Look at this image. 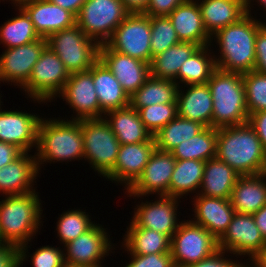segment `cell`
<instances>
[{"label":"cell","mask_w":266,"mask_h":267,"mask_svg":"<svg viewBox=\"0 0 266 267\" xmlns=\"http://www.w3.org/2000/svg\"><path fill=\"white\" fill-rule=\"evenodd\" d=\"M38 195V192L31 191L21 195H8L0 201L1 243L19 248L20 267L27 260L28 242H31L40 228L38 226H41L43 210Z\"/></svg>","instance_id":"6da1fadb"},{"label":"cell","mask_w":266,"mask_h":267,"mask_svg":"<svg viewBox=\"0 0 266 267\" xmlns=\"http://www.w3.org/2000/svg\"><path fill=\"white\" fill-rule=\"evenodd\" d=\"M216 158L241 176L266 172V153L248 122L217 129Z\"/></svg>","instance_id":"7a4b0ae2"},{"label":"cell","mask_w":266,"mask_h":267,"mask_svg":"<svg viewBox=\"0 0 266 267\" xmlns=\"http://www.w3.org/2000/svg\"><path fill=\"white\" fill-rule=\"evenodd\" d=\"M264 24L245 14L237 22L212 35L220 51V55L214 57L216 68L241 74L254 71L256 35Z\"/></svg>","instance_id":"3957f363"},{"label":"cell","mask_w":266,"mask_h":267,"mask_svg":"<svg viewBox=\"0 0 266 267\" xmlns=\"http://www.w3.org/2000/svg\"><path fill=\"white\" fill-rule=\"evenodd\" d=\"M36 148L35 155L39 170L44 162L75 161L81 158L83 160L84 140L80 121L41 118Z\"/></svg>","instance_id":"277c9868"},{"label":"cell","mask_w":266,"mask_h":267,"mask_svg":"<svg viewBox=\"0 0 266 267\" xmlns=\"http://www.w3.org/2000/svg\"><path fill=\"white\" fill-rule=\"evenodd\" d=\"M213 99L212 127L221 128L248 122L242 74L216 68L207 81Z\"/></svg>","instance_id":"5b68a950"},{"label":"cell","mask_w":266,"mask_h":267,"mask_svg":"<svg viewBox=\"0 0 266 267\" xmlns=\"http://www.w3.org/2000/svg\"><path fill=\"white\" fill-rule=\"evenodd\" d=\"M46 40L70 74L89 71L99 59L100 45L76 24L51 34Z\"/></svg>","instance_id":"8992f818"},{"label":"cell","mask_w":266,"mask_h":267,"mask_svg":"<svg viewBox=\"0 0 266 267\" xmlns=\"http://www.w3.org/2000/svg\"><path fill=\"white\" fill-rule=\"evenodd\" d=\"M84 160L104 178L115 166L120 142L104 118L80 119Z\"/></svg>","instance_id":"52a82bcc"},{"label":"cell","mask_w":266,"mask_h":267,"mask_svg":"<svg viewBox=\"0 0 266 267\" xmlns=\"http://www.w3.org/2000/svg\"><path fill=\"white\" fill-rule=\"evenodd\" d=\"M129 14L121 0H87L76 16V25L101 45Z\"/></svg>","instance_id":"ba28073f"},{"label":"cell","mask_w":266,"mask_h":267,"mask_svg":"<svg viewBox=\"0 0 266 267\" xmlns=\"http://www.w3.org/2000/svg\"><path fill=\"white\" fill-rule=\"evenodd\" d=\"M70 77L62 60L48 46L34 65L28 81L21 87L33 101L51 102Z\"/></svg>","instance_id":"9c48e42d"},{"label":"cell","mask_w":266,"mask_h":267,"mask_svg":"<svg viewBox=\"0 0 266 267\" xmlns=\"http://www.w3.org/2000/svg\"><path fill=\"white\" fill-rule=\"evenodd\" d=\"M218 240L203 226L191 220L182 222L171 237L175 267H186L210 257L218 250Z\"/></svg>","instance_id":"30bf717a"},{"label":"cell","mask_w":266,"mask_h":267,"mask_svg":"<svg viewBox=\"0 0 266 267\" xmlns=\"http://www.w3.org/2000/svg\"><path fill=\"white\" fill-rule=\"evenodd\" d=\"M150 38V16L130 13L115 29L106 44L114 51L150 64L152 61Z\"/></svg>","instance_id":"8fae6325"},{"label":"cell","mask_w":266,"mask_h":267,"mask_svg":"<svg viewBox=\"0 0 266 267\" xmlns=\"http://www.w3.org/2000/svg\"><path fill=\"white\" fill-rule=\"evenodd\" d=\"M266 247L253 215L235 212L227 231L218 240V248L237 257L248 255L251 260Z\"/></svg>","instance_id":"7c38bea8"},{"label":"cell","mask_w":266,"mask_h":267,"mask_svg":"<svg viewBox=\"0 0 266 267\" xmlns=\"http://www.w3.org/2000/svg\"><path fill=\"white\" fill-rule=\"evenodd\" d=\"M106 228L95 224L84 234L63 245L65 265L98 266L112 252V244ZM67 251V252H66ZM110 251V252H109Z\"/></svg>","instance_id":"4fadbf2b"},{"label":"cell","mask_w":266,"mask_h":267,"mask_svg":"<svg viewBox=\"0 0 266 267\" xmlns=\"http://www.w3.org/2000/svg\"><path fill=\"white\" fill-rule=\"evenodd\" d=\"M176 159L171 152L155 149L142 174L126 191L130 197H146L149 194L168 196L170 180Z\"/></svg>","instance_id":"5bb4252c"},{"label":"cell","mask_w":266,"mask_h":267,"mask_svg":"<svg viewBox=\"0 0 266 267\" xmlns=\"http://www.w3.org/2000/svg\"><path fill=\"white\" fill-rule=\"evenodd\" d=\"M63 101L73 109L71 119L104 118L93 82V66L89 71L70 74L62 92Z\"/></svg>","instance_id":"9a60e30c"},{"label":"cell","mask_w":266,"mask_h":267,"mask_svg":"<svg viewBox=\"0 0 266 267\" xmlns=\"http://www.w3.org/2000/svg\"><path fill=\"white\" fill-rule=\"evenodd\" d=\"M47 47L41 38L31 43L8 48L0 55V81L13 83L20 88L28 81L32 69Z\"/></svg>","instance_id":"2e32d148"},{"label":"cell","mask_w":266,"mask_h":267,"mask_svg":"<svg viewBox=\"0 0 266 267\" xmlns=\"http://www.w3.org/2000/svg\"><path fill=\"white\" fill-rule=\"evenodd\" d=\"M158 199L136 205L131 221L141 228L155 230L171 238L181 224L177 222L179 199L171 196H158Z\"/></svg>","instance_id":"e0dca14e"},{"label":"cell","mask_w":266,"mask_h":267,"mask_svg":"<svg viewBox=\"0 0 266 267\" xmlns=\"http://www.w3.org/2000/svg\"><path fill=\"white\" fill-rule=\"evenodd\" d=\"M99 59L113 73L129 97L150 76V64L114 51L106 43L99 47Z\"/></svg>","instance_id":"ac0fdd59"},{"label":"cell","mask_w":266,"mask_h":267,"mask_svg":"<svg viewBox=\"0 0 266 267\" xmlns=\"http://www.w3.org/2000/svg\"><path fill=\"white\" fill-rule=\"evenodd\" d=\"M155 149L154 136L146 142L120 145L115 166L105 178L124 184L128 190L142 174Z\"/></svg>","instance_id":"d6986e66"},{"label":"cell","mask_w":266,"mask_h":267,"mask_svg":"<svg viewBox=\"0 0 266 267\" xmlns=\"http://www.w3.org/2000/svg\"><path fill=\"white\" fill-rule=\"evenodd\" d=\"M41 118L18 110L2 111L0 107V141L29 153L31 149L37 147L38 125Z\"/></svg>","instance_id":"ffe728a7"},{"label":"cell","mask_w":266,"mask_h":267,"mask_svg":"<svg viewBox=\"0 0 266 267\" xmlns=\"http://www.w3.org/2000/svg\"><path fill=\"white\" fill-rule=\"evenodd\" d=\"M20 7L29 16L41 38L47 39L51 34L76 24V17L71 12L48 0H33Z\"/></svg>","instance_id":"44dd1931"},{"label":"cell","mask_w":266,"mask_h":267,"mask_svg":"<svg viewBox=\"0 0 266 267\" xmlns=\"http://www.w3.org/2000/svg\"><path fill=\"white\" fill-rule=\"evenodd\" d=\"M196 198V199H195ZM194 200V216L191 221L203 226L217 240L227 231L235 214L230 199L198 195Z\"/></svg>","instance_id":"7402d4cb"},{"label":"cell","mask_w":266,"mask_h":267,"mask_svg":"<svg viewBox=\"0 0 266 267\" xmlns=\"http://www.w3.org/2000/svg\"><path fill=\"white\" fill-rule=\"evenodd\" d=\"M23 152L13 162L0 168V193L4 196L21 195L31 191L39 173L36 155ZM33 185V186H32Z\"/></svg>","instance_id":"603a6c76"},{"label":"cell","mask_w":266,"mask_h":267,"mask_svg":"<svg viewBox=\"0 0 266 267\" xmlns=\"http://www.w3.org/2000/svg\"><path fill=\"white\" fill-rule=\"evenodd\" d=\"M197 2V3H196ZM180 42L210 45L212 36L207 32L197 0H186L168 15Z\"/></svg>","instance_id":"cb8c5ba5"},{"label":"cell","mask_w":266,"mask_h":267,"mask_svg":"<svg viewBox=\"0 0 266 267\" xmlns=\"http://www.w3.org/2000/svg\"><path fill=\"white\" fill-rule=\"evenodd\" d=\"M185 93L180 86L177 93V115L212 127L213 99L207 83L187 85ZM180 89V90H179Z\"/></svg>","instance_id":"d4e9b609"},{"label":"cell","mask_w":266,"mask_h":267,"mask_svg":"<svg viewBox=\"0 0 266 267\" xmlns=\"http://www.w3.org/2000/svg\"><path fill=\"white\" fill-rule=\"evenodd\" d=\"M93 82L100 109L104 114L130 105V97L100 59L93 64Z\"/></svg>","instance_id":"484cf974"},{"label":"cell","mask_w":266,"mask_h":267,"mask_svg":"<svg viewBox=\"0 0 266 267\" xmlns=\"http://www.w3.org/2000/svg\"><path fill=\"white\" fill-rule=\"evenodd\" d=\"M235 212L255 214L266 205V172L240 176L230 198Z\"/></svg>","instance_id":"4316f807"},{"label":"cell","mask_w":266,"mask_h":267,"mask_svg":"<svg viewBox=\"0 0 266 267\" xmlns=\"http://www.w3.org/2000/svg\"><path fill=\"white\" fill-rule=\"evenodd\" d=\"M241 175L227 163L215 158L205 163L202 183L198 195L230 199L232 190Z\"/></svg>","instance_id":"83f0119b"},{"label":"cell","mask_w":266,"mask_h":267,"mask_svg":"<svg viewBox=\"0 0 266 267\" xmlns=\"http://www.w3.org/2000/svg\"><path fill=\"white\" fill-rule=\"evenodd\" d=\"M104 119L109 123L120 145L142 143L153 137L140 120L138 111L130 105L107 112Z\"/></svg>","instance_id":"f1b7e54d"},{"label":"cell","mask_w":266,"mask_h":267,"mask_svg":"<svg viewBox=\"0 0 266 267\" xmlns=\"http://www.w3.org/2000/svg\"><path fill=\"white\" fill-rule=\"evenodd\" d=\"M198 6L204 26L211 36L246 14L245 0H202Z\"/></svg>","instance_id":"f546056e"},{"label":"cell","mask_w":266,"mask_h":267,"mask_svg":"<svg viewBox=\"0 0 266 267\" xmlns=\"http://www.w3.org/2000/svg\"><path fill=\"white\" fill-rule=\"evenodd\" d=\"M122 243L128 254H164L171 251V238L155 230L141 228L132 221L127 228Z\"/></svg>","instance_id":"4dcf8cb0"},{"label":"cell","mask_w":266,"mask_h":267,"mask_svg":"<svg viewBox=\"0 0 266 267\" xmlns=\"http://www.w3.org/2000/svg\"><path fill=\"white\" fill-rule=\"evenodd\" d=\"M195 43L179 42L152 58L150 75L172 80L177 84V75L181 65L199 48Z\"/></svg>","instance_id":"1f68e13d"},{"label":"cell","mask_w":266,"mask_h":267,"mask_svg":"<svg viewBox=\"0 0 266 267\" xmlns=\"http://www.w3.org/2000/svg\"><path fill=\"white\" fill-rule=\"evenodd\" d=\"M178 84L149 76L145 83L130 96V106L135 110L155 104L177 103Z\"/></svg>","instance_id":"d6a6232c"},{"label":"cell","mask_w":266,"mask_h":267,"mask_svg":"<svg viewBox=\"0 0 266 267\" xmlns=\"http://www.w3.org/2000/svg\"><path fill=\"white\" fill-rule=\"evenodd\" d=\"M204 161L176 159L169 185L168 196L180 199L184 194L196 193L200 189L205 169Z\"/></svg>","instance_id":"836d02e7"},{"label":"cell","mask_w":266,"mask_h":267,"mask_svg":"<svg viewBox=\"0 0 266 267\" xmlns=\"http://www.w3.org/2000/svg\"><path fill=\"white\" fill-rule=\"evenodd\" d=\"M209 45L199 47L180 67L177 75L178 86L180 84H205L216 69V55L211 54ZM209 50V51H208Z\"/></svg>","instance_id":"e575fe53"},{"label":"cell","mask_w":266,"mask_h":267,"mask_svg":"<svg viewBox=\"0 0 266 267\" xmlns=\"http://www.w3.org/2000/svg\"><path fill=\"white\" fill-rule=\"evenodd\" d=\"M205 126L199 122L181 118L178 115L155 133L156 149L171 152L181 142L200 133Z\"/></svg>","instance_id":"d590c367"},{"label":"cell","mask_w":266,"mask_h":267,"mask_svg":"<svg viewBox=\"0 0 266 267\" xmlns=\"http://www.w3.org/2000/svg\"><path fill=\"white\" fill-rule=\"evenodd\" d=\"M217 129L205 127L194 137L181 142L172 151L175 159L208 161L216 157Z\"/></svg>","instance_id":"8d00e7d4"},{"label":"cell","mask_w":266,"mask_h":267,"mask_svg":"<svg viewBox=\"0 0 266 267\" xmlns=\"http://www.w3.org/2000/svg\"><path fill=\"white\" fill-rule=\"evenodd\" d=\"M19 16L8 19L0 27V43L6 49L22 46L41 39L26 12L19 6Z\"/></svg>","instance_id":"74e56055"},{"label":"cell","mask_w":266,"mask_h":267,"mask_svg":"<svg viewBox=\"0 0 266 267\" xmlns=\"http://www.w3.org/2000/svg\"><path fill=\"white\" fill-rule=\"evenodd\" d=\"M57 219H59L56 222L57 235L64 245L84 234L95 225V222L91 221L85 210L82 211L80 209L63 212Z\"/></svg>","instance_id":"f35d334b"},{"label":"cell","mask_w":266,"mask_h":267,"mask_svg":"<svg viewBox=\"0 0 266 267\" xmlns=\"http://www.w3.org/2000/svg\"><path fill=\"white\" fill-rule=\"evenodd\" d=\"M152 58L180 42L168 16H150Z\"/></svg>","instance_id":"ab89813d"},{"label":"cell","mask_w":266,"mask_h":267,"mask_svg":"<svg viewBox=\"0 0 266 267\" xmlns=\"http://www.w3.org/2000/svg\"><path fill=\"white\" fill-rule=\"evenodd\" d=\"M247 111L250 114L266 111V75L254 71L242 74Z\"/></svg>","instance_id":"60d3db41"},{"label":"cell","mask_w":266,"mask_h":267,"mask_svg":"<svg viewBox=\"0 0 266 267\" xmlns=\"http://www.w3.org/2000/svg\"><path fill=\"white\" fill-rule=\"evenodd\" d=\"M137 111L140 120L154 135L177 116V103L155 104Z\"/></svg>","instance_id":"b9f144b4"},{"label":"cell","mask_w":266,"mask_h":267,"mask_svg":"<svg viewBox=\"0 0 266 267\" xmlns=\"http://www.w3.org/2000/svg\"><path fill=\"white\" fill-rule=\"evenodd\" d=\"M64 250L59 247L42 246L31 255L33 267H65Z\"/></svg>","instance_id":"7bdbcfd3"},{"label":"cell","mask_w":266,"mask_h":267,"mask_svg":"<svg viewBox=\"0 0 266 267\" xmlns=\"http://www.w3.org/2000/svg\"><path fill=\"white\" fill-rule=\"evenodd\" d=\"M130 255L131 262L129 261L123 267H175L171 252L164 254Z\"/></svg>","instance_id":"ee69618b"},{"label":"cell","mask_w":266,"mask_h":267,"mask_svg":"<svg viewBox=\"0 0 266 267\" xmlns=\"http://www.w3.org/2000/svg\"><path fill=\"white\" fill-rule=\"evenodd\" d=\"M225 253L228 252L218 249L210 257L203 259L202 261H199L197 263L190 264L186 267H246L245 264L243 265L239 261L235 262V260L227 259L226 257L224 258Z\"/></svg>","instance_id":"f6af8a7d"},{"label":"cell","mask_w":266,"mask_h":267,"mask_svg":"<svg viewBox=\"0 0 266 267\" xmlns=\"http://www.w3.org/2000/svg\"><path fill=\"white\" fill-rule=\"evenodd\" d=\"M255 71L266 75V24L259 29L256 35Z\"/></svg>","instance_id":"bcb514c9"},{"label":"cell","mask_w":266,"mask_h":267,"mask_svg":"<svg viewBox=\"0 0 266 267\" xmlns=\"http://www.w3.org/2000/svg\"><path fill=\"white\" fill-rule=\"evenodd\" d=\"M186 0H150L147 10L148 16H168Z\"/></svg>","instance_id":"7dc6e473"},{"label":"cell","mask_w":266,"mask_h":267,"mask_svg":"<svg viewBox=\"0 0 266 267\" xmlns=\"http://www.w3.org/2000/svg\"><path fill=\"white\" fill-rule=\"evenodd\" d=\"M0 267H20V254L17 246L0 243Z\"/></svg>","instance_id":"c3c4849f"},{"label":"cell","mask_w":266,"mask_h":267,"mask_svg":"<svg viewBox=\"0 0 266 267\" xmlns=\"http://www.w3.org/2000/svg\"><path fill=\"white\" fill-rule=\"evenodd\" d=\"M248 123L253 127L266 153V111L250 114Z\"/></svg>","instance_id":"681fc988"},{"label":"cell","mask_w":266,"mask_h":267,"mask_svg":"<svg viewBox=\"0 0 266 267\" xmlns=\"http://www.w3.org/2000/svg\"><path fill=\"white\" fill-rule=\"evenodd\" d=\"M23 152L16 146L0 141V168L13 162Z\"/></svg>","instance_id":"f907efd6"},{"label":"cell","mask_w":266,"mask_h":267,"mask_svg":"<svg viewBox=\"0 0 266 267\" xmlns=\"http://www.w3.org/2000/svg\"><path fill=\"white\" fill-rule=\"evenodd\" d=\"M48 1L58 5L63 9L68 10L76 17L80 11V8L87 0H48Z\"/></svg>","instance_id":"816d5d0a"},{"label":"cell","mask_w":266,"mask_h":267,"mask_svg":"<svg viewBox=\"0 0 266 267\" xmlns=\"http://www.w3.org/2000/svg\"><path fill=\"white\" fill-rule=\"evenodd\" d=\"M129 13L140 14L147 10L150 0H121Z\"/></svg>","instance_id":"f5cc1de1"},{"label":"cell","mask_w":266,"mask_h":267,"mask_svg":"<svg viewBox=\"0 0 266 267\" xmlns=\"http://www.w3.org/2000/svg\"><path fill=\"white\" fill-rule=\"evenodd\" d=\"M253 218L263 238L266 240V205L253 214Z\"/></svg>","instance_id":"db71d44e"},{"label":"cell","mask_w":266,"mask_h":267,"mask_svg":"<svg viewBox=\"0 0 266 267\" xmlns=\"http://www.w3.org/2000/svg\"><path fill=\"white\" fill-rule=\"evenodd\" d=\"M250 261H252V267H266V247L256 254ZM246 267H251L246 264Z\"/></svg>","instance_id":"11a10c76"},{"label":"cell","mask_w":266,"mask_h":267,"mask_svg":"<svg viewBox=\"0 0 266 267\" xmlns=\"http://www.w3.org/2000/svg\"><path fill=\"white\" fill-rule=\"evenodd\" d=\"M252 1H255V0H245V12H246V14L251 15V13H250L251 10L250 9L252 7V5H251ZM257 1H258L257 3L261 4V6L263 5L264 8L266 9V0H257Z\"/></svg>","instance_id":"9f6ffc18"},{"label":"cell","mask_w":266,"mask_h":267,"mask_svg":"<svg viewBox=\"0 0 266 267\" xmlns=\"http://www.w3.org/2000/svg\"><path fill=\"white\" fill-rule=\"evenodd\" d=\"M9 1H12L14 6L16 4V6H15V8H16V7H19V6H21L22 4H24L26 2L33 1V0H9Z\"/></svg>","instance_id":"6f0895ef"},{"label":"cell","mask_w":266,"mask_h":267,"mask_svg":"<svg viewBox=\"0 0 266 267\" xmlns=\"http://www.w3.org/2000/svg\"><path fill=\"white\" fill-rule=\"evenodd\" d=\"M65 267H103L102 265L98 266H70V265H65Z\"/></svg>","instance_id":"680465c9"}]
</instances>
